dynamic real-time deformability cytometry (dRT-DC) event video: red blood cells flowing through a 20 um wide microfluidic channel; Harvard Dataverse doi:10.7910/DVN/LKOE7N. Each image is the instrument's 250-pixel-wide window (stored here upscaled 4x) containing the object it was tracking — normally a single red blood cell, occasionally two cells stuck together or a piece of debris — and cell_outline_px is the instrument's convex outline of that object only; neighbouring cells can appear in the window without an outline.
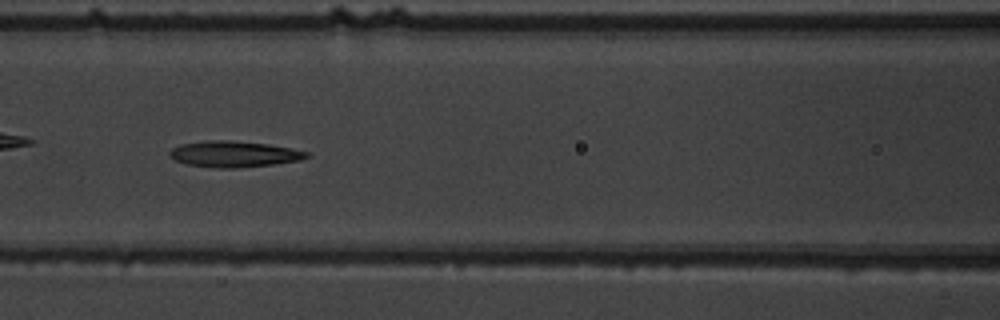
{"species": "common noctule bat (a hibernating species)", "species_latin": "Nyctalus noctula", "temperature_condition": "warm", "stored_images_in_passage": 49, "camera_frame_rate_fps": 3000, "um_per_image_px": 0.085, "animal": {"sex": "male", "body_mass_g": 19.5, "forearm_length_mm": 54.6}, "frame": {"image": 1, "passage_image": 25, "time_ms": 8.0, "image_size_px": [1000, 320], "cell_outline_px": [[308, 156], [300, 160], [272, 164], [236, 168], [216, 168], [188, 164], [176, 160], [168, 156], [168, 152], [172, 148], [180, 144], [208, 140], [228, 140], [268, 144], [308, 152]], "centroid_in_image_um": [19.83, 13.09], "position_along_channel_um": 146.8, "area_um2": 20.58}}
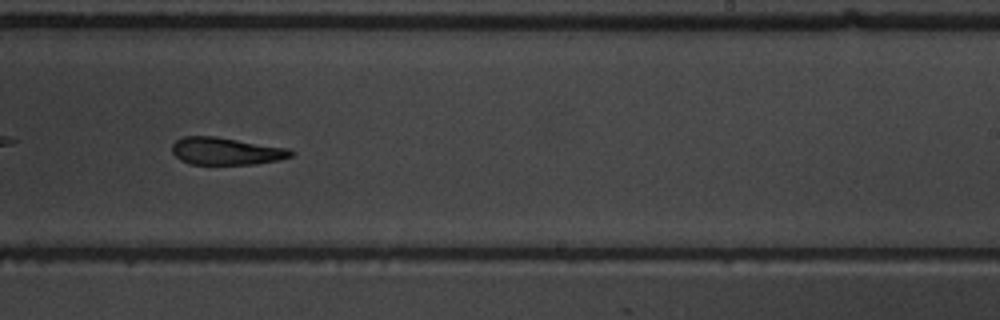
{"frame": {"image": 2, "passage_image": 35, "time_ms": 11.333, "image_size_px": [1000, 320], "cell_outline_px": [[296, 152], [292, 156], [280, 160], [256, 164], [192, 164], [180, 160], [172, 152], [172, 144], [176, 140], [184, 136], [216, 136], [288, 148]], "centroid_in_image_um": [19.24, 12.84], "position_along_channel_um": 269.8, "area_um2": 19.07}}
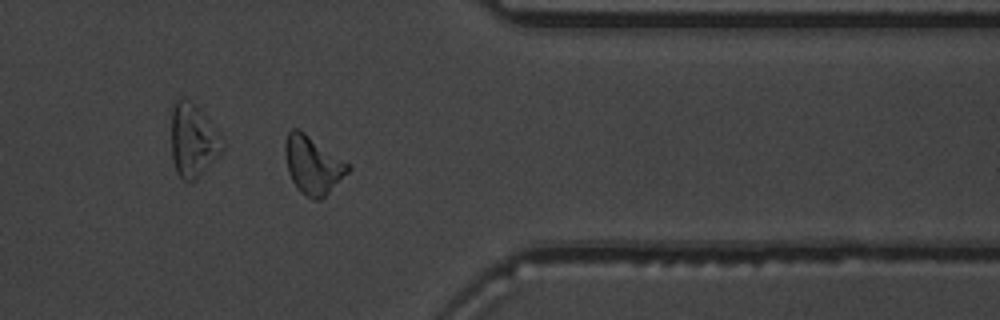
{"frame": {"image": 3, "passage_image": 45, "time_ms": 14.667, "image_size_px": [1000, 320], "cell_outline_px": [[352, 168], [320, 200], [312, 200], [300, 192], [296, 188], [288, 172], [284, 156], [284, 144], [288, 132], [292, 128], [300, 128], [348, 164]], "centroid_in_image_um": [26.54, 14.01], "position_along_channel_um": 384.9, "area_um2": 21.15}, "authors_computed_cell_mechanics": {"area_um2": 20.5768, "velocity_mm_per_s": 3.7103, "shape_relaxation_time_tau1_ms": 7.0851, "shape_relaxation_time_tau2_ms": 10.6952, "deformation_change_tau1": 0.1805, "deformation_change_tau2": 0.2498}}